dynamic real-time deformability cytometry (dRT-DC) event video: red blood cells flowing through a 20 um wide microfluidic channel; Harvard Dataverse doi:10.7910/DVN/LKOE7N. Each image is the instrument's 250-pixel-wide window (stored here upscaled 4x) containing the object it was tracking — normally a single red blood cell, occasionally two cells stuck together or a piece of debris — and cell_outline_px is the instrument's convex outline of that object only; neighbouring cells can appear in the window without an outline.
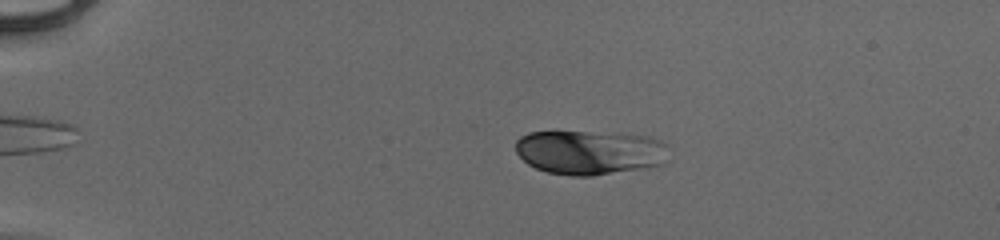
{"species": "human", "species_latin": "Homo sapiens", "temperature_condition": "cold", "stored_images_in_passage": 47, "camera_frame_rate_fps": 3000, "um_per_image_px": 0.085, "donor": {"sex": "male"}, "frame": {"image": 1, "passage_image": 5, "time_ms": 1.333, "image_size_px": [1000, 240], "cell_outline_px": [[668, 160], [664, 164], [648, 168], [592, 176], [568, 176], [548, 172], [536, 168], [528, 164], [516, 152], [516, 140], [520, 136], [528, 132], [584, 132], [648, 136], [664, 144]], "centroid_in_image_um": [50.11, 12.97], "position_along_channel_um": 34.9, "area_um2": 39.48}}
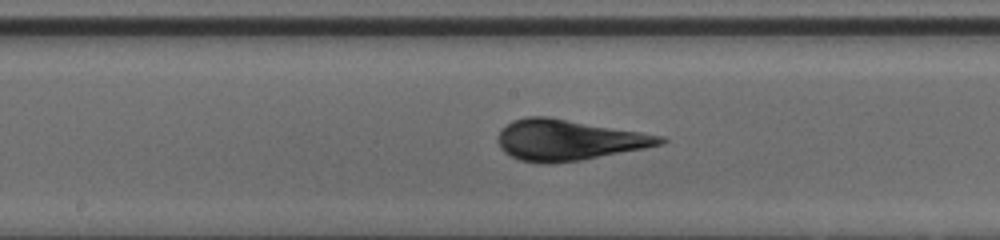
{"frame": {"image": 2, "passage_image": 23, "time_ms": 7.333, "image_size_px": [1000, 240], "cell_outline_px": [[668, 140], [664, 144], [644, 148], [580, 160], [552, 164], [540, 164], [520, 160], [504, 152], [500, 148], [496, 140], [496, 136], [512, 120], [524, 116], [548, 116], [664, 136]], "centroid_in_image_um": [48.29, 11.9], "position_along_channel_um": 199.9, "area_um2": 38.61}}
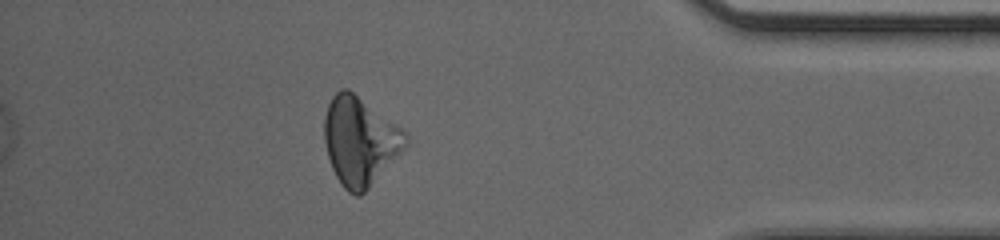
{"frame": {"image": 3, "passage_image": 41, "time_ms": 13.333, "image_size_px": [1000, 240], "cell_outline_px": [[408, 144], [368, 188], [360, 196], [356, 196], [348, 192], [344, 188], [336, 176], [332, 168], [328, 156], [324, 140], [324, 120], [328, 104], [332, 96], [340, 88], [348, 88], [400, 128], [404, 132], [408, 140]], "centroid_in_image_um": [30.55, 11.98], "position_along_channel_um": 404.6, "area_um2": 41.1}, "authors_computed_cell_mechanics": {"area_um2": 38.9572, "velocity_mm_per_s": 3.9188, "shape_relaxation_time_tau1_ms": 4.4136, "shape_relaxation_time_tau2_ms": null, "deformation_change_tau1": 0.1555, "deformation_change_tau2": null}}